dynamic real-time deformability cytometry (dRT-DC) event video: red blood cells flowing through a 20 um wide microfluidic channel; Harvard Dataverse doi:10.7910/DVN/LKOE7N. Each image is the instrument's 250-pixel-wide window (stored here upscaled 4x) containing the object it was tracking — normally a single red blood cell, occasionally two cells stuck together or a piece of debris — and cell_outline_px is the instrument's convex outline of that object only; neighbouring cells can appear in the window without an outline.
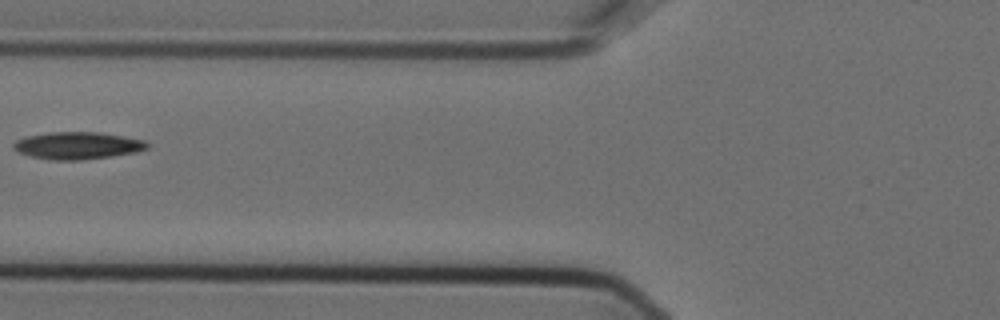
{"species": "Egyptian fruit bat (a non-hibernating species)", "species_latin": "Rousettus aegyptiacus", "temperature_condition": "cold", "stored_images_in_passage": 4, "camera_frame_rate_fps": 3000, "um_per_image_px": 0.085, "animal": {"sex": "female"}, "frame": {"image": 1, "passage_image": 3, "time_ms": 0.667, "image_size_px": [1000, 320], "cell_outline_px": [[148, 148], [136, 152], [80, 160], [48, 160], [32, 156], [20, 152], [12, 148], [12, 144], [16, 140], [24, 136], [52, 132], [100, 132], [124, 136], [144, 140], [148, 144]], "centroid_in_image_um": [6.56, 12.36], "position_along_channel_um": 119.2, "area_um2": 21.15}}
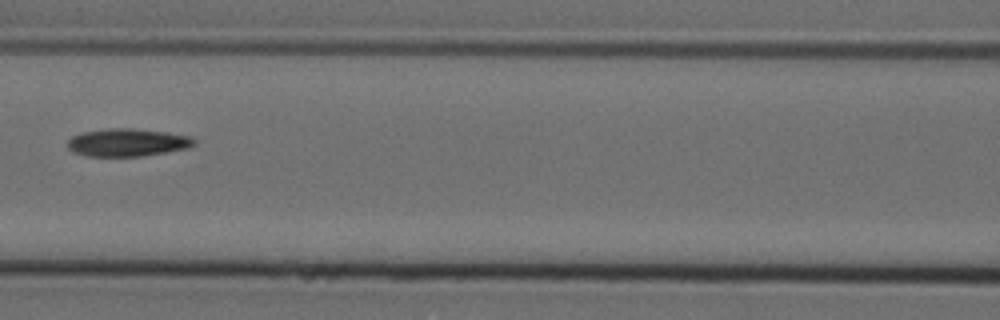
{"frame": {"image": 2, "passage_image": 4, "time_ms": 1.0, "image_size_px": [1000, 320], "cell_outline_px": [[196, 144], [188, 148], [140, 156], [84, 156], [72, 152], [68, 148], [68, 140], [72, 136], [80, 132], [108, 128], [132, 128], [168, 132], [188, 136], [196, 140]], "centroid_in_image_um": [10.79, 12.1], "position_along_channel_um": 155.8, "area_um2": 20.58}}